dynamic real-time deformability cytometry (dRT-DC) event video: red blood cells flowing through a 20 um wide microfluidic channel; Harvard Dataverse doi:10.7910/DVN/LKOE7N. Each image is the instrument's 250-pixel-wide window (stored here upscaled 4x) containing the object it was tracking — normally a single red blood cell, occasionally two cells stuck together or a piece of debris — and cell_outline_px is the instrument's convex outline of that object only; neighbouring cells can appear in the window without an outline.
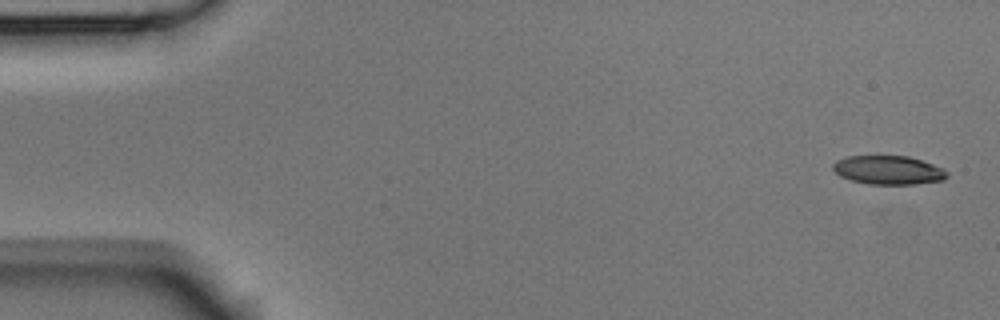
{"species": "Egyptian fruit bat (a non-hibernating species)", "species_latin": "Rousettus aegyptiacus", "temperature_condition": "room temperature", "stored_images_in_passage": 4, "camera_frame_rate_fps": 3000, "um_per_image_px": 0.085, "animal": {"sex": "male"}, "frame": {"image": 1, "passage_image": 1, "time_ms": 0.0, "image_size_px": [1000, 320], "cell_outline_px": [[948, 176], [944, 180], [916, 184], [868, 184], [852, 180], [840, 176], [832, 168], [832, 164], [836, 160], [848, 156], [908, 156], [944, 168], [948, 172]], "centroid_in_image_um": [75.52, 14.46], "position_along_channel_um": 9.5, "area_um2": 19.13}}